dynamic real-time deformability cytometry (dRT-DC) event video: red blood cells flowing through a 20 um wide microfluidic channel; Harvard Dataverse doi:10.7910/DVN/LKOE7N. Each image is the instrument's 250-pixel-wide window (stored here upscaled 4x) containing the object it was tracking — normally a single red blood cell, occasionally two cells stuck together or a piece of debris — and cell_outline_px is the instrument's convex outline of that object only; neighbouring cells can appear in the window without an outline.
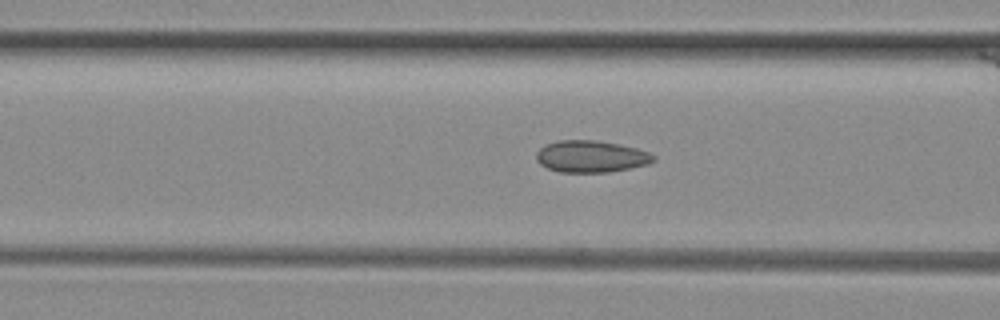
{"species": "common noctule bat (a hibernating species)", "species_latin": "Nyctalus noctula", "temperature_condition": "room temperature", "stored_images_in_passage": 38, "camera_frame_rate_fps": 3000, "um_per_image_px": 0.085, "animal": {"sex": "female", "body_mass_g": 29.2, "forearm_length_mm": 56.3}, "frame": {"image": 1, "passage_image": 18, "time_ms": 5.667, "image_size_px": [1000, 320], "cell_outline_px": [[656, 160], [648, 164], [608, 172], [560, 172], [548, 168], [540, 164], [536, 160], [536, 152], [544, 144], [560, 140], [592, 140], [616, 144], [636, 148], [648, 152], [656, 156]], "centroid_in_image_um": [50.21, 13.3], "position_along_channel_um": 116.4, "area_um2": 21.62}}
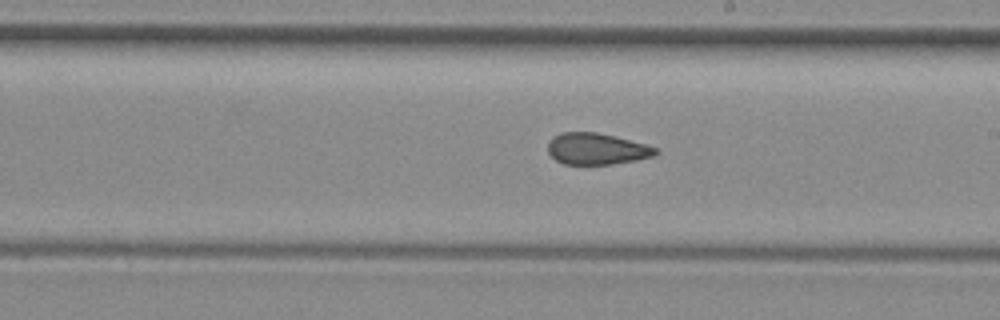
{"frame": {"image": 2, "passage_image": 27, "time_ms": 8.667, "image_size_px": [1000, 320], "cell_outline_px": [[660, 152], [652, 156], [636, 160], [612, 164], [564, 164], [556, 160], [548, 152], [548, 144], [560, 132], [596, 132], [616, 136], [644, 144], [656, 148]], "centroid_in_image_um": [50.72, 12.65], "position_along_channel_um": 238.3, "area_um2": 19.54}}
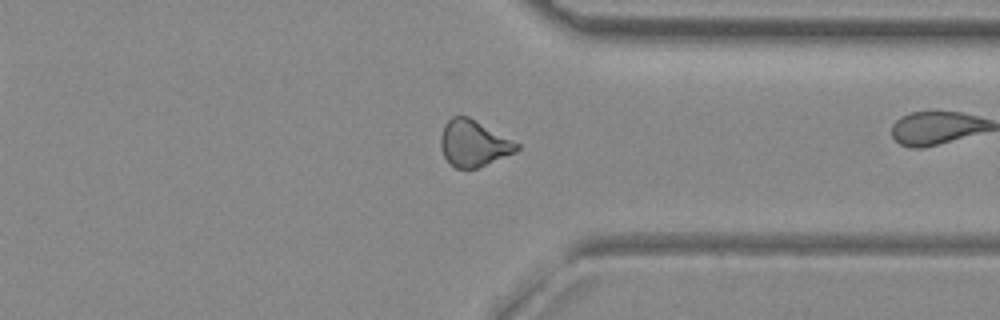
{"frame": {"image": 3, "passage_image": 37, "time_ms": 12.0, "image_size_px": [1000, 320], "cell_outline_px": [[520, 148], [516, 152], [476, 168], [456, 168], [444, 156], [440, 148], [440, 136], [444, 124], [452, 116], [468, 116], [520, 144]], "centroid_in_image_um": [40.24, 12.17], "position_along_channel_um": 371.2, "area_um2": 20.35}}